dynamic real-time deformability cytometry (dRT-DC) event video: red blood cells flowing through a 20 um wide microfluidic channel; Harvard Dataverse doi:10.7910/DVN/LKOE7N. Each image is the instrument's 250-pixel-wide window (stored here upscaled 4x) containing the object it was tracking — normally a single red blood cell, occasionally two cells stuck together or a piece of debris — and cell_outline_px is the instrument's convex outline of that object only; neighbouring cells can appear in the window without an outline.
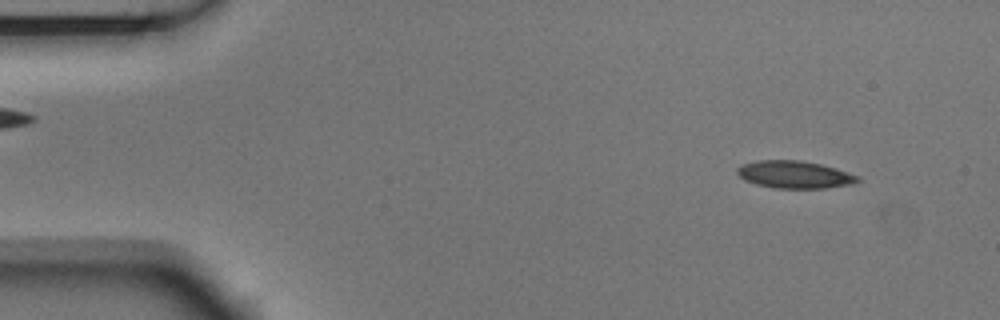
{"species": "Egyptian fruit bat (a non-hibernating species)", "species_latin": "Rousettus aegyptiacus", "temperature_condition": "room temperature", "stored_images_in_passage": 4, "camera_frame_rate_fps": 3000, "um_per_image_px": 0.085, "animal": {"sex": "male"}, "frame": {"image": 1, "passage_image": 1, "time_ms": 0.0, "image_size_px": [1000, 320], "cell_outline_px": [[860, 180], [852, 184], [824, 188], [776, 188], [756, 184], [744, 180], [736, 172], [736, 168], [740, 164], [756, 160], [800, 160], [820, 164], [836, 168], [860, 176]], "centroid_in_image_um": [67.51, 14.83], "position_along_channel_um": 17.5, "area_um2": 19.36}}
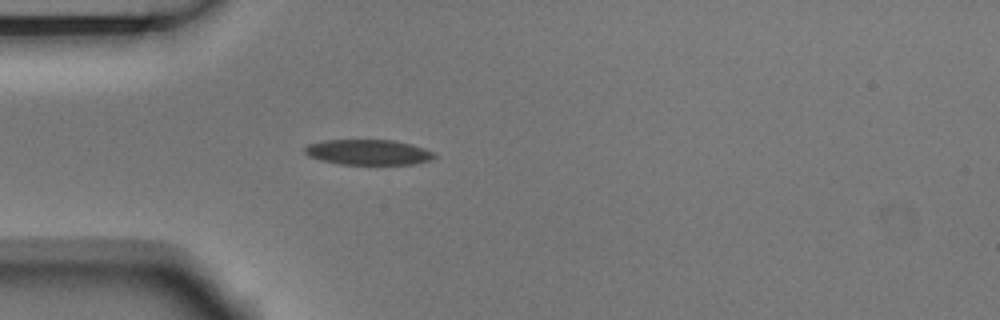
{"frame": {"image": 2, "passage_image": 4, "time_ms": 1.0, "image_size_px": [1000, 320], "cell_outline_px": [[436, 156], [432, 160], [416, 164], [340, 164], [320, 160], [308, 156], [304, 152], [304, 148], [308, 144], [324, 140], [392, 140], [412, 144], [424, 148], [432, 152]], "centroid_in_image_um": [31.3, 12.94], "position_along_channel_um": 53.7, "area_um2": 19.19}}